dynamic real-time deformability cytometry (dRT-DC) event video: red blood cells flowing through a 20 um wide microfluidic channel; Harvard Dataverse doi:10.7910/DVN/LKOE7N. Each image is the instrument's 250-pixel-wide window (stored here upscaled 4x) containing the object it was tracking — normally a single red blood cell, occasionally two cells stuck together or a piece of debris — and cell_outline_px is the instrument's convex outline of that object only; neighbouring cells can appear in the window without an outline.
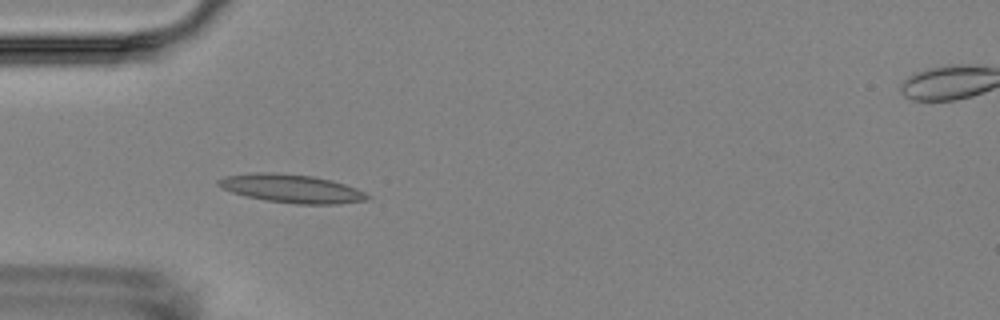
{"species": "Egyptian fruit bat (a non-hibernating species)", "species_latin": "Rousettus aegyptiacus", "temperature_condition": "room temperature", "stored_images_in_passage": 5, "camera_frame_rate_fps": 3000, "um_per_image_px": 0.085, "animal": {"sex": "female"}, "frame": {"image": 1, "passage_image": 4, "time_ms": 3.333, "image_size_px": [1000, 320], "cell_outline_px": [[372, 196], [368, 200], [336, 204], [296, 204], [264, 200], [232, 192], [220, 188], [216, 184], [216, 180], [224, 176], [256, 172], [276, 172], [312, 176], [332, 180], [356, 188]], "centroid_in_image_um": [24.76, 16.02], "position_along_channel_um": 60.2, "area_um2": 24.8}}